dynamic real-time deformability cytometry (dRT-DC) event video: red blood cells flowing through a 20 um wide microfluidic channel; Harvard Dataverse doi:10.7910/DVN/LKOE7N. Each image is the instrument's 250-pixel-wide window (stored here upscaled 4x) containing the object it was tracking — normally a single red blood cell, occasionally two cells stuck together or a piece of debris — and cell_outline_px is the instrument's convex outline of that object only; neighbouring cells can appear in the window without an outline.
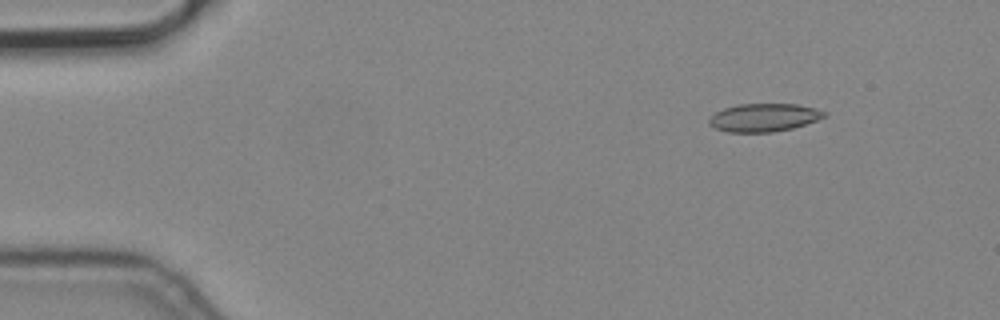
{"species": "common noctule bat (a hibernating species)", "species_latin": "Nyctalus noctula", "temperature_condition": "cold", "stored_images_in_passage": 5, "camera_frame_rate_fps": 3000, "um_per_image_px": 0.085, "animal": {"sex": "male", "body_mass_g": 19.2, "forearm_length_mm": 51.8}, "frame": {"image": 1, "passage_image": 2, "time_ms": 0.333, "image_size_px": [1000, 320], "cell_outline_px": [[828, 116], [792, 128], [772, 132], [728, 132], [716, 128], [708, 124], [708, 120], [716, 112], [724, 108], [740, 104], [796, 104], [816, 108], [828, 112]], "centroid_in_image_um": [64.96, 9.98], "position_along_channel_um": 20.0, "area_um2": 18.79}}
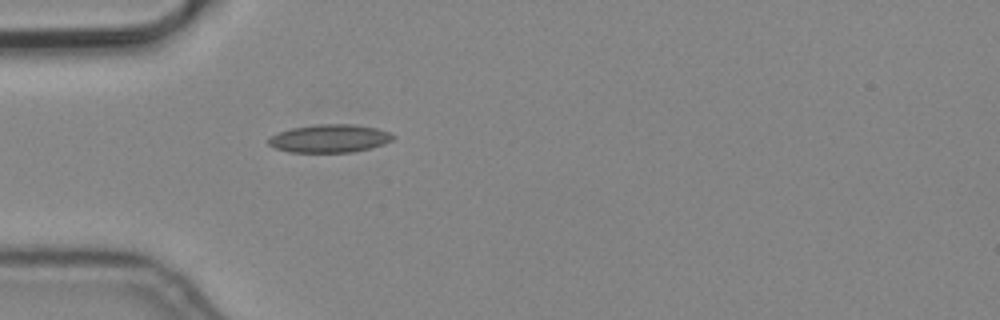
{"frame": {"image": 2, "passage_image": 5, "time_ms": 1.333, "image_size_px": [1000, 320], "cell_outline_px": [[396, 136], [392, 140], [384, 144], [352, 152], [288, 152], [276, 148], [268, 144], [268, 136], [292, 128], [316, 124], [352, 124], [376, 128], [388, 132]], "centroid_in_image_um": [28.0, 11.77], "position_along_channel_um": 57.0, "area_um2": 20.29}}